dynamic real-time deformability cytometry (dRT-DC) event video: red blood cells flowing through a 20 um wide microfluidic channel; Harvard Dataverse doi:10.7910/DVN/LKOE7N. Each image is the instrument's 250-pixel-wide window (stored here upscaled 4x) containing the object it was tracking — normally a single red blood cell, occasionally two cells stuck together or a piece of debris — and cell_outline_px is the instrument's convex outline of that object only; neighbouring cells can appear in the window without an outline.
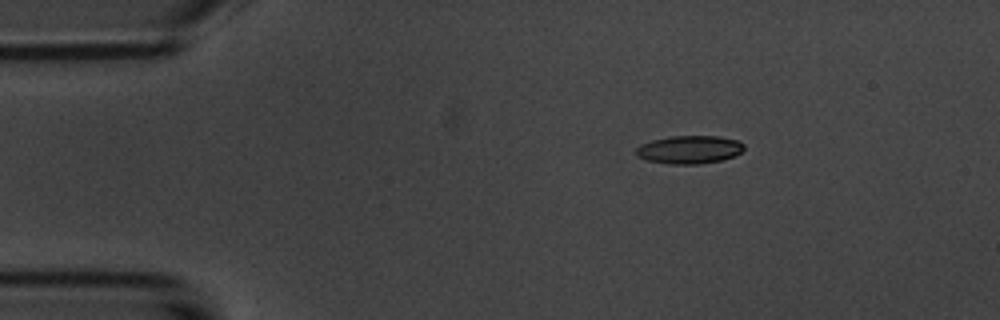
{"species": "common noctule bat (a hibernating species)", "species_latin": "Nyctalus noctula", "temperature_condition": "room temperature", "stored_images_in_passage": 3, "camera_frame_rate_fps": 3000, "um_per_image_px": 0.085, "animal": {"sex": "male", "body_mass_g": 20.1, "forearm_length_mm": 53.5}, "frame": {"image": 1, "passage_image": 2, "time_ms": 1.333, "image_size_px": [1000, 320], "cell_outline_px": [[744, 148], [736, 156], [720, 160], [700, 164], [672, 164], [648, 160], [636, 156], [636, 148], [640, 144], [652, 140], [672, 136], [720, 136], [736, 140], [744, 144]], "centroid_in_image_um": [58.6, 12.71], "position_along_channel_um": 26.4, "area_um2": 17.63}}